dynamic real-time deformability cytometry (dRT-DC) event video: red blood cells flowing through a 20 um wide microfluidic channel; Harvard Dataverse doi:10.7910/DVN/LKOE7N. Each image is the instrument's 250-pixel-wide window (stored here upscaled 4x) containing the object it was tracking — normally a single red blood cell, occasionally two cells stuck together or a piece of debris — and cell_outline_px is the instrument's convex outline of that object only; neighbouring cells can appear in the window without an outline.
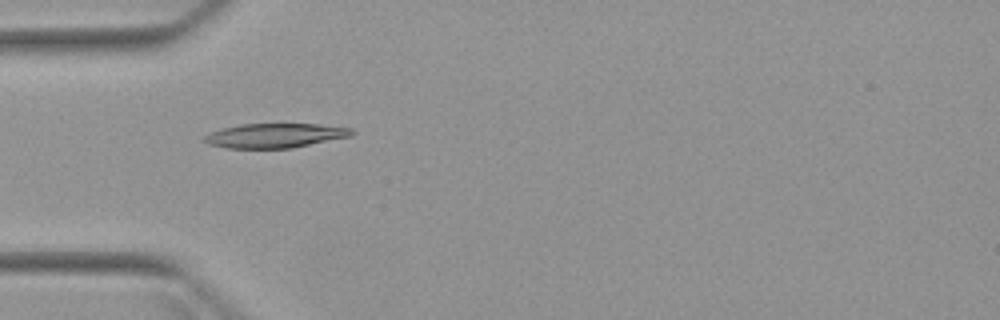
{"species": "Egyptian fruit bat (a non-hibernating species)", "species_latin": "Rousettus aegyptiacus", "temperature_condition": "warm", "stored_images_in_passage": 5, "camera_frame_rate_fps": 3000, "um_per_image_px": 0.085, "animal": {"sex": "female"}, "frame": {"image": 1, "passage_image": 5, "time_ms": 4.667, "image_size_px": [1000, 320], "cell_outline_px": [[356, 132], [352, 136], [292, 148], [224, 148], [208, 144], [204, 140], [204, 136], [208, 132], [220, 128], [240, 124], [320, 124], [352, 128]], "centroid_in_image_um": [23.37, 11.52], "position_along_channel_um": 61.6, "area_um2": 21.21}}